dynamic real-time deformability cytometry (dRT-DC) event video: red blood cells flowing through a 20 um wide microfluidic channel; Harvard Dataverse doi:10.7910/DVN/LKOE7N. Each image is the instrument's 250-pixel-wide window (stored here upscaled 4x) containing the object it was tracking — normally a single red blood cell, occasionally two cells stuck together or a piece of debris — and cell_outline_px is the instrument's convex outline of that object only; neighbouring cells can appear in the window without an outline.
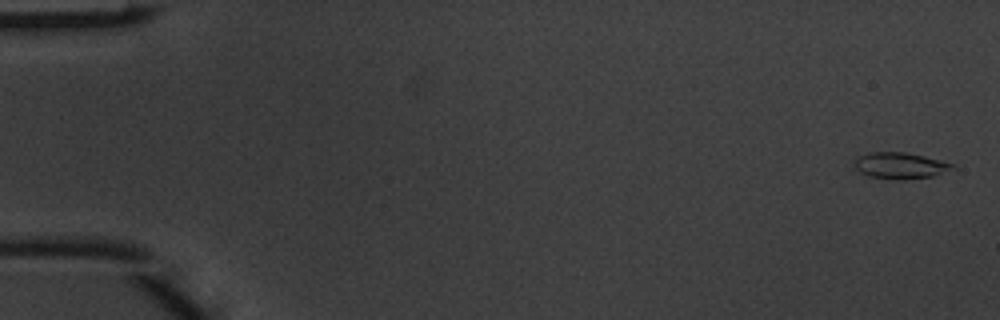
{"species": "common noctule bat (a hibernating species)", "species_latin": "Nyctalus noctula", "temperature_condition": "warm", "stored_images_in_passage": 5, "camera_frame_rate_fps": 3000, "um_per_image_px": 0.085, "animal": {"sex": "male", "body_mass_g": 20.1, "forearm_length_mm": 53.5}, "frame": {"image": 1, "passage_image": 1, "time_ms": 0.0, "image_size_px": [1000, 320], "cell_outline_px": [[956, 168], [932, 176], [904, 180], [900, 180], [868, 176], [860, 172], [856, 168], [856, 156], [868, 152], [904, 152], [924, 156], [956, 164]], "centroid_in_image_um": [76.53, 14.07], "position_along_channel_um": 8.5, "area_um2": 15.03}}